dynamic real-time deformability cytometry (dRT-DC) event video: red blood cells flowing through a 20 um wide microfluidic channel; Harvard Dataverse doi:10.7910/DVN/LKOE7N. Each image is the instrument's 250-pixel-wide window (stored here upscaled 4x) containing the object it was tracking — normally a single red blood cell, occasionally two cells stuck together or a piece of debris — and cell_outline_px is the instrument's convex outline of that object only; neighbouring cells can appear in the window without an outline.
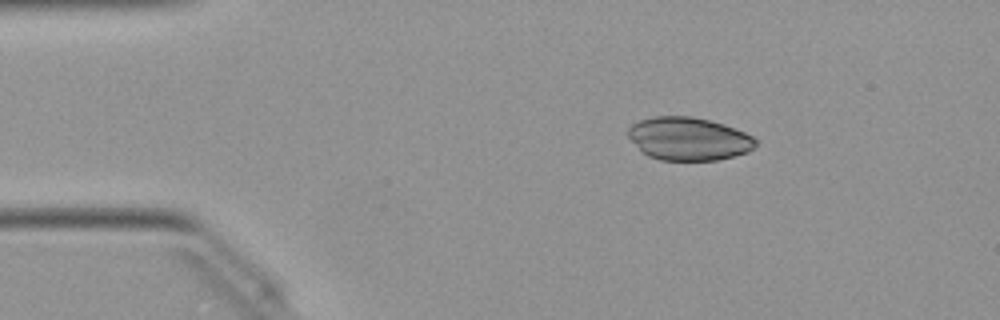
{"species": "Egyptian fruit bat (a non-hibernating species)", "species_latin": "Rousettus aegyptiacus", "temperature_condition": "warm", "stored_images_in_passage": 43, "camera_frame_rate_fps": 3000, "um_per_image_px": 0.085, "animal": {"sex": "female"}, "frame": {"image": 1, "passage_image": 1, "time_ms": 0.0, "image_size_px": [1000, 320], "cell_outline_px": [[756, 144], [748, 152], [716, 160], [660, 160], [648, 156], [628, 136], [628, 128], [632, 124], [640, 120], [652, 116], [692, 116], [724, 124], [744, 132], [752, 136], [756, 140]], "centroid_in_image_um": [58.53, 11.78], "position_along_channel_um": 26.5, "area_um2": 31.73}}
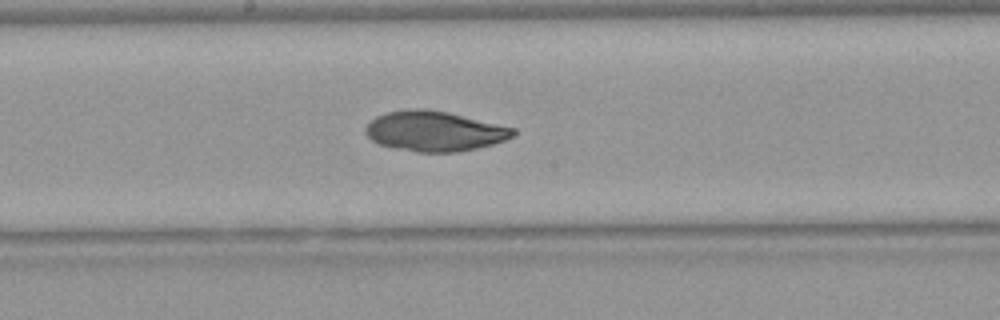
{"frame": {"image": 2, "passage_image": 19, "time_ms": 6.0, "image_size_px": [1000, 320], "cell_outline_px": [[516, 132], [512, 136], [504, 140], [492, 144], [476, 148], [456, 152], [416, 152], [396, 148], [380, 144], [372, 140], [364, 132], [364, 128], [376, 116], [388, 112], [408, 108], [424, 108], [448, 112], [516, 128]], "centroid_in_image_um": [36.92, 11.14], "position_along_channel_um": 211.3, "area_um2": 34.39}}
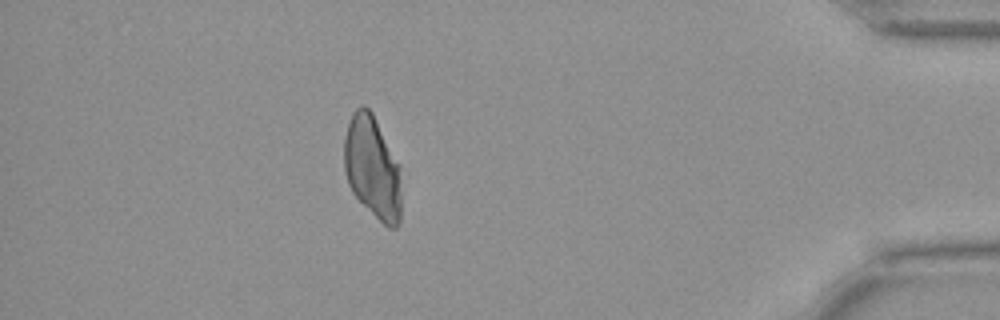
{"frame": {"image": 3, "passage_image": 37, "time_ms": 12.0, "image_size_px": [1000, 320], "cell_outline_px": [[400, 224], [396, 228], [388, 228], [352, 192], [348, 184], [344, 172], [344, 136], [352, 112], [360, 104], [364, 104], [372, 112], [400, 164]], "centroid_in_image_um": [31.65, 14.19], "position_along_channel_um": 403.6, "area_um2": 34.33}}